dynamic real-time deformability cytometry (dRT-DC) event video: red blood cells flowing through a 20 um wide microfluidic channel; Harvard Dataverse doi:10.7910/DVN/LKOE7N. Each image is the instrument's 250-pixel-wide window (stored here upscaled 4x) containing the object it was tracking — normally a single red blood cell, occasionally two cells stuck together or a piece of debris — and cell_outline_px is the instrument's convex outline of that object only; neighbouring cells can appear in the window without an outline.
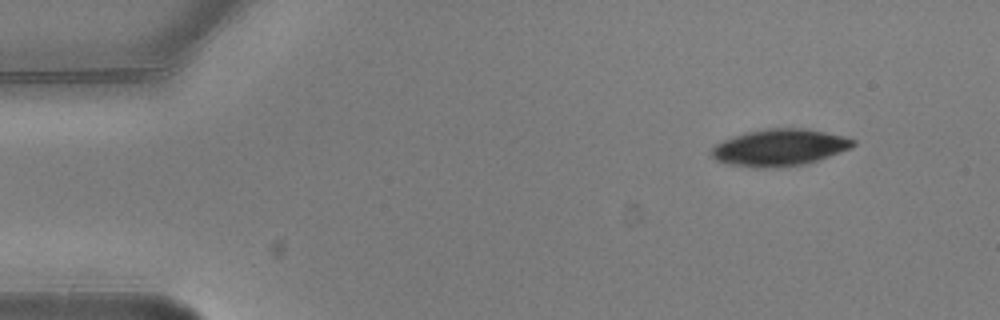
{"species": "common noctule bat (a hibernating species)", "species_latin": "Nyctalus noctula", "temperature_condition": "warm", "stored_images_in_passage": 5, "segment_of_instrument_passage": [2, 2], "camera_frame_rate_fps": 3000, "um_per_image_px": 0.085, "animal": {"sex": "male", "body_mass_g": 20.5, "forearm_length_mm": 52.5}, "frame": {"image": 1, "passage_image": 5, "time_ms": 1.333, "image_size_px": [1000, 320], "cell_outline_px": [[856, 144], [852, 148], [820, 160], [804, 164], [764, 168], [756, 168], [728, 164], [716, 160], [708, 152], [716, 144], [724, 140], [744, 132], [768, 128], [808, 128], [844, 136], [856, 140]], "centroid_in_image_um": [66.28, 12.53], "position_along_channel_um": 18.7, "area_um2": 30.63}}